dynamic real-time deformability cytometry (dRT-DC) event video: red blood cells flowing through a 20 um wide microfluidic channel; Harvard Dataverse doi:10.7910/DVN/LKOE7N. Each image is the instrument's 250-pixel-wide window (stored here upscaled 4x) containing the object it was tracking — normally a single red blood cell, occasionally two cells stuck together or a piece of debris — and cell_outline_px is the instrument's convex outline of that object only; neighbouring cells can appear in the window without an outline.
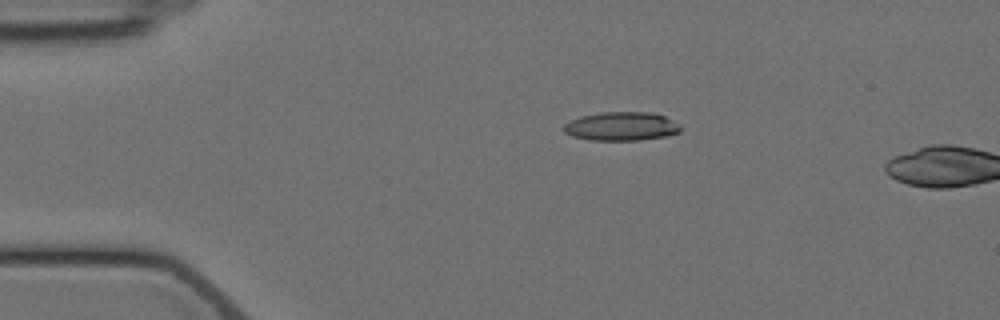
{"species": "Egyptian fruit bat (a non-hibernating species)", "species_latin": "Rousettus aegyptiacus", "temperature_condition": "cold", "stored_images_in_passage": 2, "camera_frame_rate_fps": 3000, "um_per_image_px": 0.085, "animal": {"sex": "female"}, "frame": {"image": 1, "passage_image": 1, "time_ms": 0.0, "image_size_px": [1000, 320], "cell_outline_px": [[680, 132], [664, 136], [636, 140], [592, 140], [572, 136], [564, 132], [564, 124], [580, 116], [600, 112], [652, 112], [664, 116], [680, 124]], "centroid_in_image_um": [52.81, 10.73], "position_along_channel_um": 32.2, "area_um2": 19.42}}